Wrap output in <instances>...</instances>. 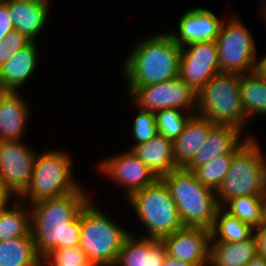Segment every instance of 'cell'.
I'll list each match as a JSON object with an SVG mask.
<instances>
[{"label": "cell", "instance_id": "obj_22", "mask_svg": "<svg viewBox=\"0 0 266 266\" xmlns=\"http://www.w3.org/2000/svg\"><path fill=\"white\" fill-rule=\"evenodd\" d=\"M215 124L209 119L194 114L174 143V155L178 167H186L206 142L210 129Z\"/></svg>", "mask_w": 266, "mask_h": 266}, {"label": "cell", "instance_id": "obj_15", "mask_svg": "<svg viewBox=\"0 0 266 266\" xmlns=\"http://www.w3.org/2000/svg\"><path fill=\"white\" fill-rule=\"evenodd\" d=\"M225 17L203 7H191L181 14L178 31H169L173 40L181 47L202 41H216Z\"/></svg>", "mask_w": 266, "mask_h": 266}, {"label": "cell", "instance_id": "obj_16", "mask_svg": "<svg viewBox=\"0 0 266 266\" xmlns=\"http://www.w3.org/2000/svg\"><path fill=\"white\" fill-rule=\"evenodd\" d=\"M248 134H244L241 129L233 125L215 124L210 129L207 140L202 148L185 168L193 171L195 168L210 163L222 156L234 155L235 151L248 137H254L253 133L252 135L250 132Z\"/></svg>", "mask_w": 266, "mask_h": 266}, {"label": "cell", "instance_id": "obj_28", "mask_svg": "<svg viewBox=\"0 0 266 266\" xmlns=\"http://www.w3.org/2000/svg\"><path fill=\"white\" fill-rule=\"evenodd\" d=\"M223 208L253 228L266 221L265 196H241L229 200Z\"/></svg>", "mask_w": 266, "mask_h": 266}, {"label": "cell", "instance_id": "obj_10", "mask_svg": "<svg viewBox=\"0 0 266 266\" xmlns=\"http://www.w3.org/2000/svg\"><path fill=\"white\" fill-rule=\"evenodd\" d=\"M128 100L143 110L156 112L177 108L197 112V92L179 77L151 85L126 87Z\"/></svg>", "mask_w": 266, "mask_h": 266}, {"label": "cell", "instance_id": "obj_40", "mask_svg": "<svg viewBox=\"0 0 266 266\" xmlns=\"http://www.w3.org/2000/svg\"><path fill=\"white\" fill-rule=\"evenodd\" d=\"M244 266H266V259L257 255Z\"/></svg>", "mask_w": 266, "mask_h": 266}, {"label": "cell", "instance_id": "obj_24", "mask_svg": "<svg viewBox=\"0 0 266 266\" xmlns=\"http://www.w3.org/2000/svg\"><path fill=\"white\" fill-rule=\"evenodd\" d=\"M240 96L246 120L266 116V80L256 72L240 75Z\"/></svg>", "mask_w": 266, "mask_h": 266}, {"label": "cell", "instance_id": "obj_34", "mask_svg": "<svg viewBox=\"0 0 266 266\" xmlns=\"http://www.w3.org/2000/svg\"><path fill=\"white\" fill-rule=\"evenodd\" d=\"M13 30H15V28L11 21L9 8L2 1L0 2V41Z\"/></svg>", "mask_w": 266, "mask_h": 266}, {"label": "cell", "instance_id": "obj_41", "mask_svg": "<svg viewBox=\"0 0 266 266\" xmlns=\"http://www.w3.org/2000/svg\"><path fill=\"white\" fill-rule=\"evenodd\" d=\"M260 11H261L260 12L261 13L260 15H262L261 16V19H263V21H265V24H266V5L263 6Z\"/></svg>", "mask_w": 266, "mask_h": 266}, {"label": "cell", "instance_id": "obj_18", "mask_svg": "<svg viewBox=\"0 0 266 266\" xmlns=\"http://www.w3.org/2000/svg\"><path fill=\"white\" fill-rule=\"evenodd\" d=\"M20 92L6 91L0 95V142L25 139L31 106Z\"/></svg>", "mask_w": 266, "mask_h": 266}, {"label": "cell", "instance_id": "obj_30", "mask_svg": "<svg viewBox=\"0 0 266 266\" xmlns=\"http://www.w3.org/2000/svg\"><path fill=\"white\" fill-rule=\"evenodd\" d=\"M234 155H226L195 168L192 172L205 187L217 191L225 178Z\"/></svg>", "mask_w": 266, "mask_h": 266}, {"label": "cell", "instance_id": "obj_4", "mask_svg": "<svg viewBox=\"0 0 266 266\" xmlns=\"http://www.w3.org/2000/svg\"><path fill=\"white\" fill-rule=\"evenodd\" d=\"M97 206L91 199L81 210L79 246L94 266H114L131 231Z\"/></svg>", "mask_w": 266, "mask_h": 266}, {"label": "cell", "instance_id": "obj_11", "mask_svg": "<svg viewBox=\"0 0 266 266\" xmlns=\"http://www.w3.org/2000/svg\"><path fill=\"white\" fill-rule=\"evenodd\" d=\"M101 160L96 168L115 186L123 188L124 200L158 179L130 149Z\"/></svg>", "mask_w": 266, "mask_h": 266}, {"label": "cell", "instance_id": "obj_36", "mask_svg": "<svg viewBox=\"0 0 266 266\" xmlns=\"http://www.w3.org/2000/svg\"><path fill=\"white\" fill-rule=\"evenodd\" d=\"M15 200V198L0 184V213Z\"/></svg>", "mask_w": 266, "mask_h": 266}, {"label": "cell", "instance_id": "obj_29", "mask_svg": "<svg viewBox=\"0 0 266 266\" xmlns=\"http://www.w3.org/2000/svg\"><path fill=\"white\" fill-rule=\"evenodd\" d=\"M193 115L194 113L182 111L177 108L156 111L155 120L159 135L174 142Z\"/></svg>", "mask_w": 266, "mask_h": 266}, {"label": "cell", "instance_id": "obj_37", "mask_svg": "<svg viewBox=\"0 0 266 266\" xmlns=\"http://www.w3.org/2000/svg\"><path fill=\"white\" fill-rule=\"evenodd\" d=\"M257 56L255 72L266 80V55Z\"/></svg>", "mask_w": 266, "mask_h": 266}, {"label": "cell", "instance_id": "obj_44", "mask_svg": "<svg viewBox=\"0 0 266 266\" xmlns=\"http://www.w3.org/2000/svg\"><path fill=\"white\" fill-rule=\"evenodd\" d=\"M265 212H266V194H265Z\"/></svg>", "mask_w": 266, "mask_h": 266}, {"label": "cell", "instance_id": "obj_5", "mask_svg": "<svg viewBox=\"0 0 266 266\" xmlns=\"http://www.w3.org/2000/svg\"><path fill=\"white\" fill-rule=\"evenodd\" d=\"M256 137H248L235 151L231 166L216 191L217 202L223 207L241 196H265L266 154Z\"/></svg>", "mask_w": 266, "mask_h": 266}, {"label": "cell", "instance_id": "obj_23", "mask_svg": "<svg viewBox=\"0 0 266 266\" xmlns=\"http://www.w3.org/2000/svg\"><path fill=\"white\" fill-rule=\"evenodd\" d=\"M257 255L254 234L241 242H211L209 266H244Z\"/></svg>", "mask_w": 266, "mask_h": 266}, {"label": "cell", "instance_id": "obj_1", "mask_svg": "<svg viewBox=\"0 0 266 266\" xmlns=\"http://www.w3.org/2000/svg\"><path fill=\"white\" fill-rule=\"evenodd\" d=\"M81 186L63 196L30 204L31 234L39 257L55 249L78 247L80 243L81 210L91 200Z\"/></svg>", "mask_w": 266, "mask_h": 266}, {"label": "cell", "instance_id": "obj_26", "mask_svg": "<svg viewBox=\"0 0 266 266\" xmlns=\"http://www.w3.org/2000/svg\"><path fill=\"white\" fill-rule=\"evenodd\" d=\"M38 260L31 233L0 241V266H38Z\"/></svg>", "mask_w": 266, "mask_h": 266}, {"label": "cell", "instance_id": "obj_7", "mask_svg": "<svg viewBox=\"0 0 266 266\" xmlns=\"http://www.w3.org/2000/svg\"><path fill=\"white\" fill-rule=\"evenodd\" d=\"M126 203L145 229L141 237L162 240L182 229V221L166 184L158 178L153 184L133 193ZM142 222V223H141Z\"/></svg>", "mask_w": 266, "mask_h": 266}, {"label": "cell", "instance_id": "obj_35", "mask_svg": "<svg viewBox=\"0 0 266 266\" xmlns=\"http://www.w3.org/2000/svg\"><path fill=\"white\" fill-rule=\"evenodd\" d=\"M254 236L257 241L258 255L266 259V221L254 228Z\"/></svg>", "mask_w": 266, "mask_h": 266}, {"label": "cell", "instance_id": "obj_13", "mask_svg": "<svg viewBox=\"0 0 266 266\" xmlns=\"http://www.w3.org/2000/svg\"><path fill=\"white\" fill-rule=\"evenodd\" d=\"M220 73L216 41H202L181 47L179 78L198 92Z\"/></svg>", "mask_w": 266, "mask_h": 266}, {"label": "cell", "instance_id": "obj_42", "mask_svg": "<svg viewBox=\"0 0 266 266\" xmlns=\"http://www.w3.org/2000/svg\"><path fill=\"white\" fill-rule=\"evenodd\" d=\"M6 92V89L3 87L2 83H1V78H0V95L4 94Z\"/></svg>", "mask_w": 266, "mask_h": 266}, {"label": "cell", "instance_id": "obj_12", "mask_svg": "<svg viewBox=\"0 0 266 266\" xmlns=\"http://www.w3.org/2000/svg\"><path fill=\"white\" fill-rule=\"evenodd\" d=\"M24 140L0 142V184L18 199L29 186L36 152Z\"/></svg>", "mask_w": 266, "mask_h": 266}, {"label": "cell", "instance_id": "obj_43", "mask_svg": "<svg viewBox=\"0 0 266 266\" xmlns=\"http://www.w3.org/2000/svg\"><path fill=\"white\" fill-rule=\"evenodd\" d=\"M259 1H260V2H262V3L260 4L261 6L259 7V8L261 9L263 6H265V5H266V0H262V1H261V0H259ZM263 1H264V2H263Z\"/></svg>", "mask_w": 266, "mask_h": 266}, {"label": "cell", "instance_id": "obj_14", "mask_svg": "<svg viewBox=\"0 0 266 266\" xmlns=\"http://www.w3.org/2000/svg\"><path fill=\"white\" fill-rule=\"evenodd\" d=\"M162 242L169 256L198 266H209L210 230L183 227L163 238Z\"/></svg>", "mask_w": 266, "mask_h": 266}, {"label": "cell", "instance_id": "obj_9", "mask_svg": "<svg viewBox=\"0 0 266 266\" xmlns=\"http://www.w3.org/2000/svg\"><path fill=\"white\" fill-rule=\"evenodd\" d=\"M239 16L232 12L229 18H225L216 39L220 73L241 75L255 72L259 55L257 44Z\"/></svg>", "mask_w": 266, "mask_h": 266}, {"label": "cell", "instance_id": "obj_25", "mask_svg": "<svg viewBox=\"0 0 266 266\" xmlns=\"http://www.w3.org/2000/svg\"><path fill=\"white\" fill-rule=\"evenodd\" d=\"M30 233V206L15 199L0 213V241L27 236Z\"/></svg>", "mask_w": 266, "mask_h": 266}, {"label": "cell", "instance_id": "obj_8", "mask_svg": "<svg viewBox=\"0 0 266 266\" xmlns=\"http://www.w3.org/2000/svg\"><path fill=\"white\" fill-rule=\"evenodd\" d=\"M196 114L214 124L248 129L240 96V75L219 73L197 92Z\"/></svg>", "mask_w": 266, "mask_h": 266}, {"label": "cell", "instance_id": "obj_20", "mask_svg": "<svg viewBox=\"0 0 266 266\" xmlns=\"http://www.w3.org/2000/svg\"><path fill=\"white\" fill-rule=\"evenodd\" d=\"M37 44L31 41L0 67L1 83L6 91H21L37 70L40 58Z\"/></svg>", "mask_w": 266, "mask_h": 266}, {"label": "cell", "instance_id": "obj_38", "mask_svg": "<svg viewBox=\"0 0 266 266\" xmlns=\"http://www.w3.org/2000/svg\"><path fill=\"white\" fill-rule=\"evenodd\" d=\"M38 266H70L58 263L51 255L39 257Z\"/></svg>", "mask_w": 266, "mask_h": 266}, {"label": "cell", "instance_id": "obj_39", "mask_svg": "<svg viewBox=\"0 0 266 266\" xmlns=\"http://www.w3.org/2000/svg\"><path fill=\"white\" fill-rule=\"evenodd\" d=\"M164 266H198V265L178 260L167 254L164 260Z\"/></svg>", "mask_w": 266, "mask_h": 266}, {"label": "cell", "instance_id": "obj_3", "mask_svg": "<svg viewBox=\"0 0 266 266\" xmlns=\"http://www.w3.org/2000/svg\"><path fill=\"white\" fill-rule=\"evenodd\" d=\"M160 179L177 206L182 225L211 231L220 207L216 192L203 186L185 167L172 170Z\"/></svg>", "mask_w": 266, "mask_h": 266}, {"label": "cell", "instance_id": "obj_17", "mask_svg": "<svg viewBox=\"0 0 266 266\" xmlns=\"http://www.w3.org/2000/svg\"><path fill=\"white\" fill-rule=\"evenodd\" d=\"M15 30L37 42L51 12L49 0H4ZM50 10V11H49Z\"/></svg>", "mask_w": 266, "mask_h": 266}, {"label": "cell", "instance_id": "obj_31", "mask_svg": "<svg viewBox=\"0 0 266 266\" xmlns=\"http://www.w3.org/2000/svg\"><path fill=\"white\" fill-rule=\"evenodd\" d=\"M130 103L131 105H134V109H137L136 111H138L131 126V135L133 136L134 141L132 146L128 147L131 150L135 145L146 142L151 138L157 136L159 132L155 120V112L140 109L131 100Z\"/></svg>", "mask_w": 266, "mask_h": 266}, {"label": "cell", "instance_id": "obj_33", "mask_svg": "<svg viewBox=\"0 0 266 266\" xmlns=\"http://www.w3.org/2000/svg\"><path fill=\"white\" fill-rule=\"evenodd\" d=\"M50 255L63 265L94 266L80 246L55 249Z\"/></svg>", "mask_w": 266, "mask_h": 266}, {"label": "cell", "instance_id": "obj_2", "mask_svg": "<svg viewBox=\"0 0 266 266\" xmlns=\"http://www.w3.org/2000/svg\"><path fill=\"white\" fill-rule=\"evenodd\" d=\"M181 46L168 33L139 39L121 64L126 87L162 83L179 76Z\"/></svg>", "mask_w": 266, "mask_h": 266}, {"label": "cell", "instance_id": "obj_32", "mask_svg": "<svg viewBox=\"0 0 266 266\" xmlns=\"http://www.w3.org/2000/svg\"><path fill=\"white\" fill-rule=\"evenodd\" d=\"M31 42L25 35L13 30L0 41V67L17 51Z\"/></svg>", "mask_w": 266, "mask_h": 266}, {"label": "cell", "instance_id": "obj_19", "mask_svg": "<svg viewBox=\"0 0 266 266\" xmlns=\"http://www.w3.org/2000/svg\"><path fill=\"white\" fill-rule=\"evenodd\" d=\"M167 255L162 240L135 236V232L125 239L114 266H164Z\"/></svg>", "mask_w": 266, "mask_h": 266}, {"label": "cell", "instance_id": "obj_21", "mask_svg": "<svg viewBox=\"0 0 266 266\" xmlns=\"http://www.w3.org/2000/svg\"><path fill=\"white\" fill-rule=\"evenodd\" d=\"M131 151L152 171L161 178L170 171L179 168L174 155L173 141L157 135L146 142L135 145Z\"/></svg>", "mask_w": 266, "mask_h": 266}, {"label": "cell", "instance_id": "obj_6", "mask_svg": "<svg viewBox=\"0 0 266 266\" xmlns=\"http://www.w3.org/2000/svg\"><path fill=\"white\" fill-rule=\"evenodd\" d=\"M69 154L60 148L38 151L29 186L18 199L30 205L79 189L82 185L74 178V161Z\"/></svg>", "mask_w": 266, "mask_h": 266}, {"label": "cell", "instance_id": "obj_27", "mask_svg": "<svg viewBox=\"0 0 266 266\" xmlns=\"http://www.w3.org/2000/svg\"><path fill=\"white\" fill-rule=\"evenodd\" d=\"M254 234V228L219 207L211 230V242H241Z\"/></svg>", "mask_w": 266, "mask_h": 266}]
</instances>
